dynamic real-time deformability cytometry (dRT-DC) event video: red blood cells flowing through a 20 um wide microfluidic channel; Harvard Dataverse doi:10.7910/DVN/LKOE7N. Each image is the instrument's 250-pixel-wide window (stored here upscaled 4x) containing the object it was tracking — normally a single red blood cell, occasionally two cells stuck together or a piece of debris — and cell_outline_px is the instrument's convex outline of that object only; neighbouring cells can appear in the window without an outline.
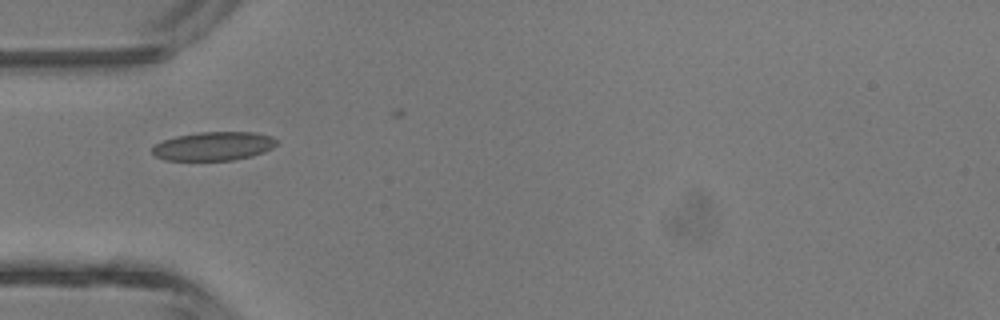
{"species": "common noctule bat (a hibernating species)", "species_latin": "Nyctalus noctula", "temperature_condition": "room temperature", "stored_images_in_passage": 3, "camera_frame_rate_fps": 3000, "um_per_image_px": 0.085, "animal": {"sex": "male", "body_mass_g": 13.3}, "frame": {"image": 1, "passage_image": 1, "time_ms": 0.0, "image_size_px": [1000, 320], "cell_outline_px": [[276, 144], [272, 148], [264, 152], [252, 156], [232, 160], [164, 160], [156, 156], [152, 152], [152, 148], [156, 144], [164, 140], [176, 136], [200, 132], [256, 132], [272, 136], [276, 140]], "centroid_in_image_um": [18.17, 12.42], "position_along_channel_um": 66.8, "area_um2": 20.75}}